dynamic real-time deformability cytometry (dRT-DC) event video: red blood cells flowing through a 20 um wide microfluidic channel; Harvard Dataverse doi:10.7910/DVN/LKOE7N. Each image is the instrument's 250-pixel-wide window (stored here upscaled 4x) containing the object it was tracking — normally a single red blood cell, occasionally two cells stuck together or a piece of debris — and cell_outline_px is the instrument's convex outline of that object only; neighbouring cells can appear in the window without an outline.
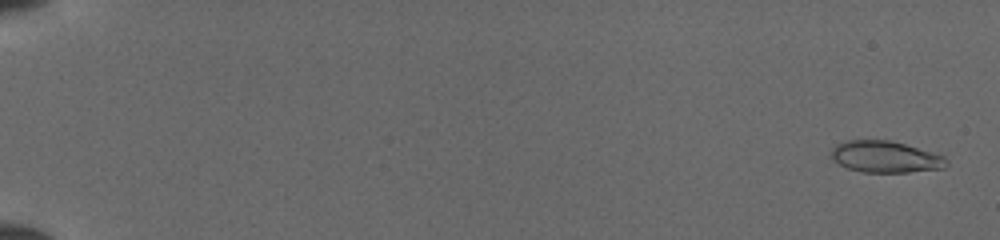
{"species": "common noctule bat (a hibernating species)", "species_latin": "Nyctalus noctula", "temperature_condition": "cold", "stored_images_in_passage": 51, "camera_frame_rate_fps": 3000, "um_per_image_px": 0.085, "animal": {"sex": "female", "body_mass_g": 19.5, "forearm_length_mm": 54.1}, "frame": {"image": 1, "passage_image": 2, "time_ms": 0.333, "image_size_px": [1000, 240], "cell_outline_px": [[948, 164], [944, 168], [908, 172], [860, 172], [848, 168], [840, 164], [832, 156], [832, 148], [836, 144], [844, 140], [888, 140], [904, 144], [932, 152], [944, 156], [948, 160]], "centroid_in_image_um": [75.27, 13.33], "position_along_channel_um": 9.7, "area_um2": 21.04}}
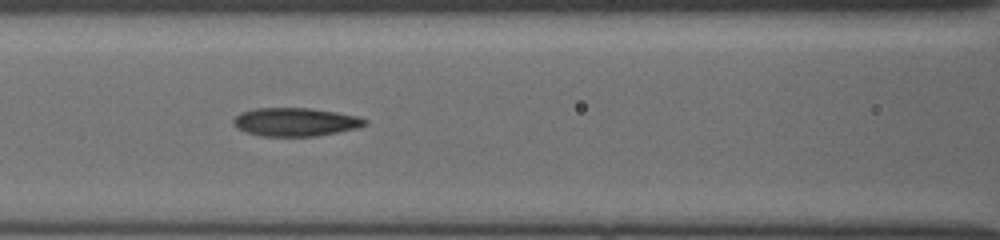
{"frame": {"image": 2, "passage_image": 25, "time_ms": 8.0, "image_size_px": [1000, 240], "cell_outline_px": [[368, 124], [356, 128], [316, 136], [260, 136], [244, 132], [236, 128], [232, 124], [232, 120], [240, 112], [256, 108], [312, 108], [336, 112], [356, 116], [368, 120]], "centroid_in_image_um": [25.06, 10.37], "position_along_channel_um": 141.5, "area_um2": 21.85}}
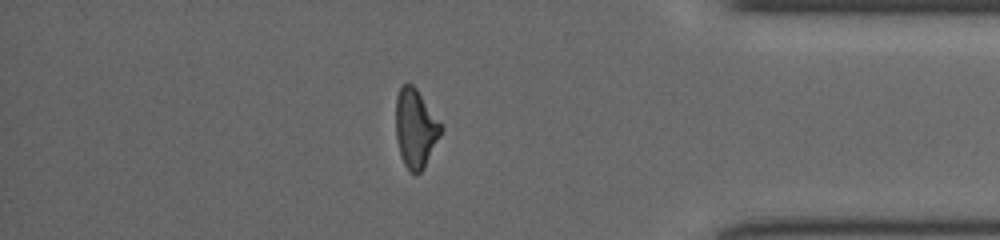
{"frame": {"image": 3, "passage_image": 45, "time_ms": 14.667, "image_size_px": [1000, 240], "cell_outline_px": [[444, 128], [424, 168], [420, 172], [408, 172], [400, 156], [396, 140], [396, 96], [400, 88], [404, 84], [412, 84], [416, 88]], "centroid_in_image_um": [35.31, 10.93], "position_along_channel_um": 399.9, "area_um2": 20.63}}